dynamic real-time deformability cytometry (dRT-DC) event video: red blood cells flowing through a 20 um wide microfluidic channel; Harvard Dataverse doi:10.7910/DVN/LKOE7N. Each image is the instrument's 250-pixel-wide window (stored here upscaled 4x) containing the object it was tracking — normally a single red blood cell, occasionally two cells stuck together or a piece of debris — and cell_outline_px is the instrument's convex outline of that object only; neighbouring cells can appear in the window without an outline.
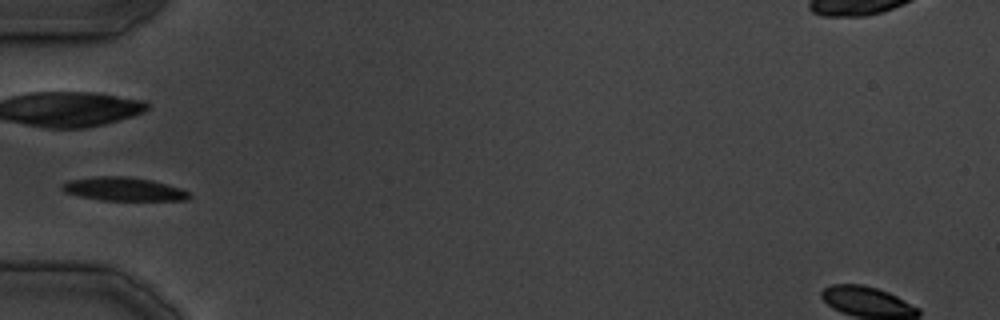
{"species": "common noctule bat (a hibernating species)", "species_latin": "Nyctalus noctula", "temperature_condition": "cold", "stored_images_in_passage": 14, "camera_frame_rate_fps": 3000, "um_per_image_px": 0.085, "animal": {"sex": "male", "body_mass_g": 19.5, "forearm_length_mm": 54.6}, "frame": {"image": 1, "passage_image": 1, "time_ms": 0.0, "image_size_px": [1000, 320], "cell_outline_px": [[192, 196], [188, 200], [100, 200], [80, 196], [64, 192], [60, 188], [60, 184], [68, 180], [96, 176], [124, 176], [152, 180], [180, 188], [188, 192]], "centroid_in_image_um": [10.47, 16.07], "position_along_channel_um": 74.5, "area_um2": 17.46}}